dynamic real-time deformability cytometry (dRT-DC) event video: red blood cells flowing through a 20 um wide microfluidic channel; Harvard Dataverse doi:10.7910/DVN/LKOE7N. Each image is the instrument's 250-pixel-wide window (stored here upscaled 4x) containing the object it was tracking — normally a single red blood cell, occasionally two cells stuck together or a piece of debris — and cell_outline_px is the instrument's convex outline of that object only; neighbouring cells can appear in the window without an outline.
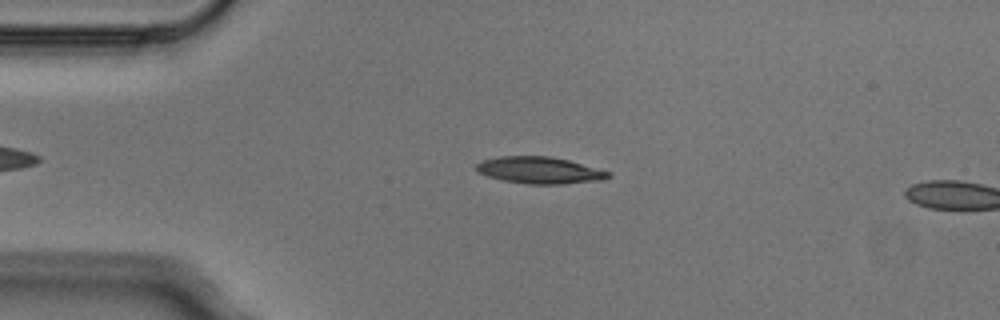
{"species": "Egyptian fruit bat (a non-hibernating species)", "species_latin": "Rousettus aegyptiacus", "temperature_condition": "cold", "stored_images_in_passage": 2, "camera_frame_rate_fps": 3000, "um_per_image_px": 0.085, "animal": {"sex": "male"}, "frame": {"image": 1, "passage_image": 1, "time_ms": 0.0, "image_size_px": [1000, 320], "cell_outline_px": [[612, 176], [604, 180], [560, 184], [528, 184], [500, 180], [476, 172], [476, 164], [484, 160], [500, 156], [552, 156], [568, 160], [612, 172]], "centroid_in_image_um": [45.89, 14.47], "position_along_channel_um": 39.1, "area_um2": 20.75}}